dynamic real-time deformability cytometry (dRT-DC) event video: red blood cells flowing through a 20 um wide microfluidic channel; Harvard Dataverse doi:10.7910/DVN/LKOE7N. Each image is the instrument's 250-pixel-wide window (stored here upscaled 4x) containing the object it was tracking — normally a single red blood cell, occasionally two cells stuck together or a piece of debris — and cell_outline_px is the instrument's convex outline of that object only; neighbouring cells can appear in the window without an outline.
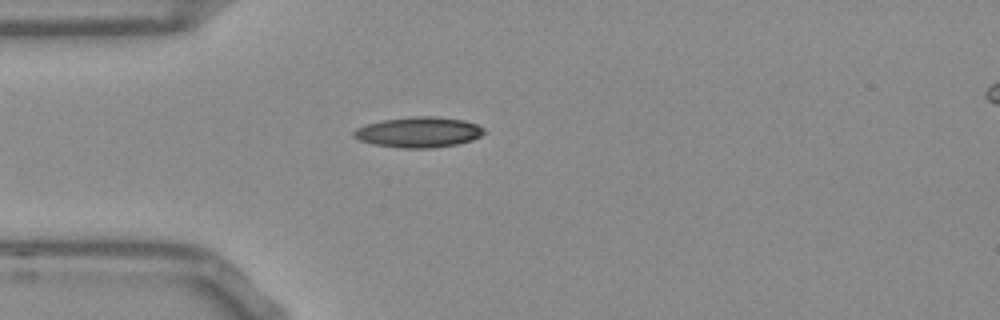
{"species": "Egyptian fruit bat (a non-hibernating species)", "species_latin": "Rousettus aegyptiacus", "temperature_condition": "room temperature", "stored_images_in_passage": 32, "camera_frame_rate_fps": 3000, "um_per_image_px": 0.085, "frame": {"image": 1, "passage_image": 1, "time_ms": 0.0, "image_size_px": [1000, 320], "cell_outline_px": [[488, 132], [472, 140], [456, 144], [432, 148], [400, 148], [372, 144], [360, 140], [352, 136], [352, 132], [356, 128], [368, 124], [384, 120], [412, 116], [436, 116], [464, 120], [476, 124], [484, 128]], "centroid_in_image_um": [35.6, 11.23], "position_along_channel_um": 49.4, "area_um2": 23.24}}
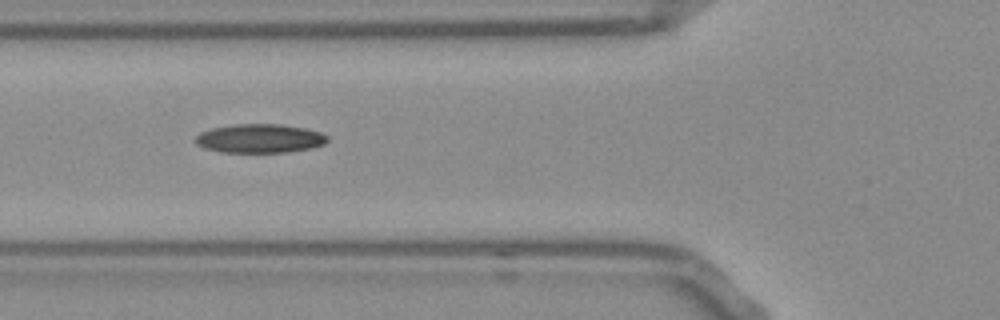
{"frame": {"image": 2, "passage_image": 6, "time_ms": 1.667, "image_size_px": [1000, 320], "cell_outline_px": [[328, 140], [324, 144], [312, 148], [288, 152], [224, 152], [204, 148], [196, 144], [196, 136], [200, 132], [212, 128], [232, 124], [280, 124], [304, 128], [320, 132], [328, 136]], "centroid_in_image_um": [22.08, 11.76], "position_along_channel_um": 103.7, "area_um2": 22.2}}
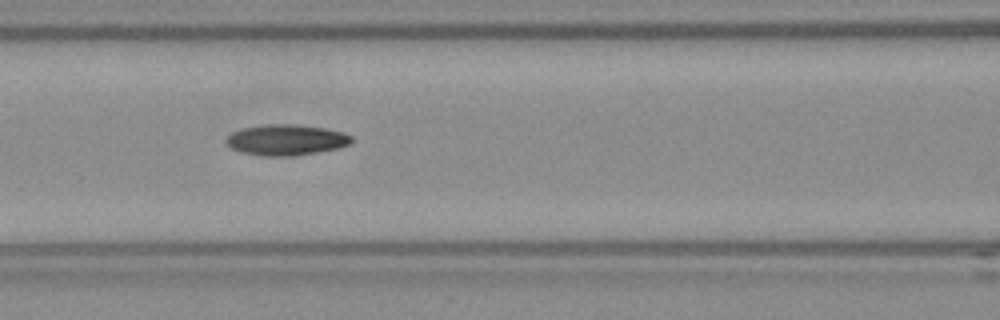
{"frame": {"image": 3, "passage_image": 9, "time_ms": 2.667, "image_size_px": [1000, 320], "cell_outline_px": [[352, 140], [348, 144], [336, 148], [292, 156], [268, 156], [240, 152], [232, 148], [224, 140], [232, 132], [244, 128], [268, 124], [296, 124], [324, 128], [344, 132], [352, 136]], "centroid_in_image_um": [24.31, 11.88], "position_along_channel_um": 142.3, "area_um2": 22.2}}